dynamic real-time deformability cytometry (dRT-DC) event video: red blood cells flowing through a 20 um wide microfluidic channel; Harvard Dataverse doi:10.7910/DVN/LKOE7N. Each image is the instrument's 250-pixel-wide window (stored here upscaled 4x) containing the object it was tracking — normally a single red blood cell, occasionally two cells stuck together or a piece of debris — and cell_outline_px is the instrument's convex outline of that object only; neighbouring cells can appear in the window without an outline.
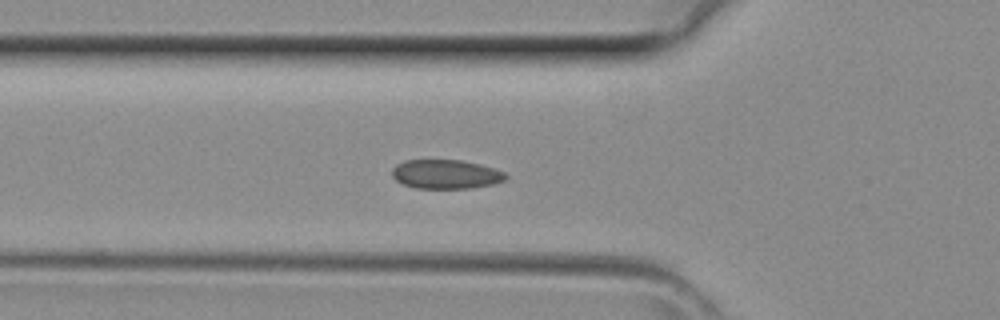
{"species": "common noctule bat (a hibernating species)", "species_latin": "Nyctalus noctula", "temperature_condition": "room temperature", "stored_images_in_passage": 30, "camera_frame_rate_fps": 3000, "um_per_image_px": 0.085, "animal": {"sex": "female", "body_mass_g": 29.2, "forearm_length_mm": 56.3}, "frame": {"image": 1, "passage_image": 2, "time_ms": 0.333, "image_size_px": [1000, 320], "cell_outline_px": [[508, 176], [504, 180], [492, 184], [472, 188], [416, 188], [404, 184], [396, 180], [392, 176], [392, 168], [396, 164], [404, 160], [460, 160], [480, 164], [504, 172]], "centroid_in_image_um": [37.87, 14.8], "position_along_channel_um": 87.9, "area_um2": 19.19}}
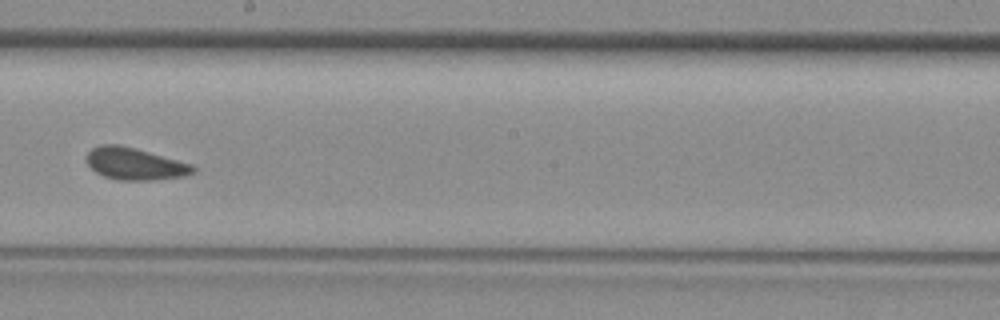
{"frame": {"image": 2, "passage_image": 11, "time_ms": 3.333, "image_size_px": [1000, 320], "cell_outline_px": [[196, 172], [184, 176], [152, 180], [120, 180], [104, 176], [96, 172], [84, 160], [84, 156], [92, 148], [100, 144], [116, 144], [136, 148], [192, 164], [196, 168]], "centroid_in_image_um": [11.44, 13.92], "position_along_channel_um": 236.8, "area_um2": 20.0}}
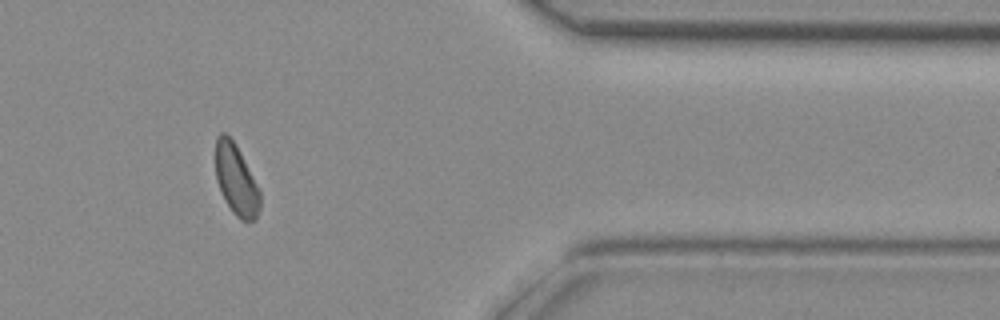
{"frame": {"image": 3, "passage_image": 22, "time_ms": 7.0, "image_size_px": [1000, 320], "cell_outline_px": [[260, 208], [256, 220], [240, 220], [232, 212], [216, 180], [216, 136], [220, 132], [224, 132], [236, 144], [260, 192]], "centroid_in_image_um": [20.07, 15.28], "position_along_channel_um": 391.3, "area_um2": 17.98}}